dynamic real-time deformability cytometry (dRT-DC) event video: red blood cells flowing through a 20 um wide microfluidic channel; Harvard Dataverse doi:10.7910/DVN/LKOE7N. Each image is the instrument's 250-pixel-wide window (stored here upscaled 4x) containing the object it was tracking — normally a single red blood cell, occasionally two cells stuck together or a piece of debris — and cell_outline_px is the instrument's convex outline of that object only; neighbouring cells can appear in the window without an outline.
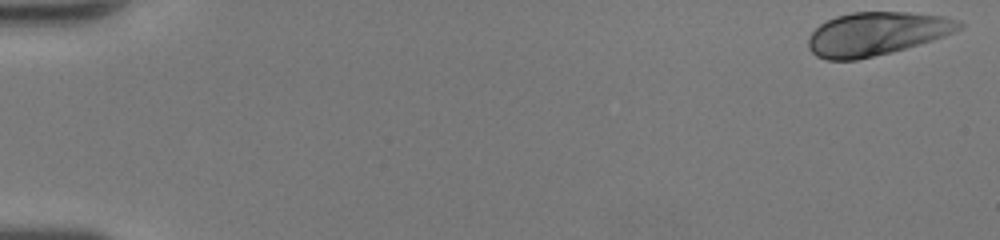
{"species": "human", "species_latin": "Homo sapiens", "temperature_condition": "room temperature", "stored_images_in_passage": 17, "camera_frame_rate_fps": 3000, "um_per_image_px": 0.085, "donor": {"sex": "female"}, "frame": {"image": 1, "passage_image": 1, "time_ms": 0.0, "image_size_px": [1000, 240], "cell_outline_px": [[964, 24], [960, 28], [944, 36], [932, 40], [892, 52], [856, 60], [828, 60], [816, 56], [808, 48], [808, 36], [820, 24], [836, 16], [852, 12], [908, 12], [940, 16]], "centroid_in_image_um": [74.43, 2.88], "position_along_channel_um": 10.6, "area_um2": 37.69}}
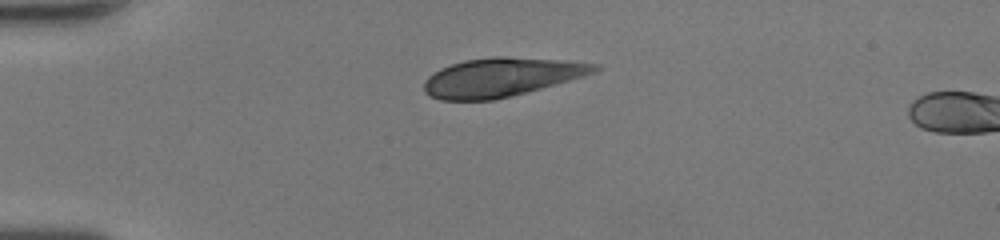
{"frame": {"image": 2, "passage_image": 13, "time_ms": 4.0, "image_size_px": [1000, 240], "cell_outline_px": [[604, 68], [596, 72], [584, 76], [556, 84], [492, 100], [440, 100], [428, 96], [424, 92], [424, 80], [428, 76], [440, 68], [464, 60], [492, 56], [508, 56], [556, 60], [600, 64]], "centroid_in_image_um": [42.59, 6.55], "position_along_channel_um": 42.4, "area_um2": 38.44}}